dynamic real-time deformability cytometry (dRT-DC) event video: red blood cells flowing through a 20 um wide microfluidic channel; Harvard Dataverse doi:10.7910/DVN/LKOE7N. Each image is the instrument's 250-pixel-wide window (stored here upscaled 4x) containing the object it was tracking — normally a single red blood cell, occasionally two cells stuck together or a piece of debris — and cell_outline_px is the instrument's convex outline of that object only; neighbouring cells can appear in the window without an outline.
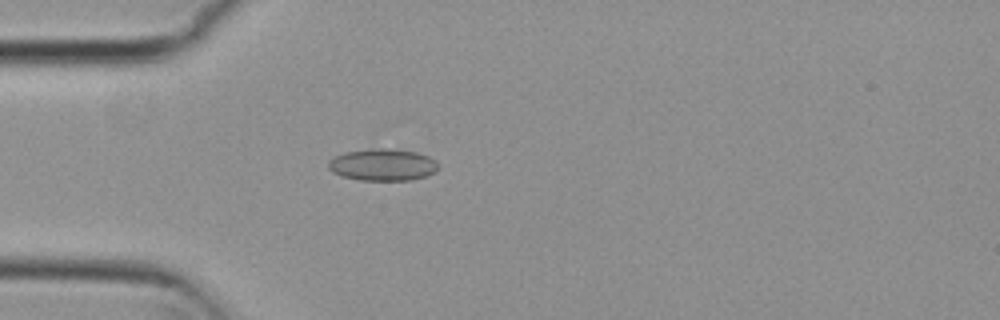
{"species": "common noctule bat (a hibernating species)", "species_latin": "Nyctalus noctula", "temperature_condition": "cold", "stored_images_in_passage": 4, "camera_frame_rate_fps": 3000, "um_per_image_px": 0.085, "animal": {"sex": "female", "body_mass_g": 29.2, "forearm_length_mm": 56.3}, "frame": {"image": 1, "passage_image": 4, "time_ms": 1.0, "image_size_px": [1000, 320], "cell_outline_px": [[440, 168], [436, 172], [412, 180], [360, 180], [344, 176], [332, 172], [328, 168], [328, 160], [336, 156], [348, 152], [372, 148], [380, 148], [416, 152], [428, 156], [436, 160]], "centroid_in_image_um": [32.56, 14.01], "position_along_channel_um": 52.4, "area_um2": 20.35}}